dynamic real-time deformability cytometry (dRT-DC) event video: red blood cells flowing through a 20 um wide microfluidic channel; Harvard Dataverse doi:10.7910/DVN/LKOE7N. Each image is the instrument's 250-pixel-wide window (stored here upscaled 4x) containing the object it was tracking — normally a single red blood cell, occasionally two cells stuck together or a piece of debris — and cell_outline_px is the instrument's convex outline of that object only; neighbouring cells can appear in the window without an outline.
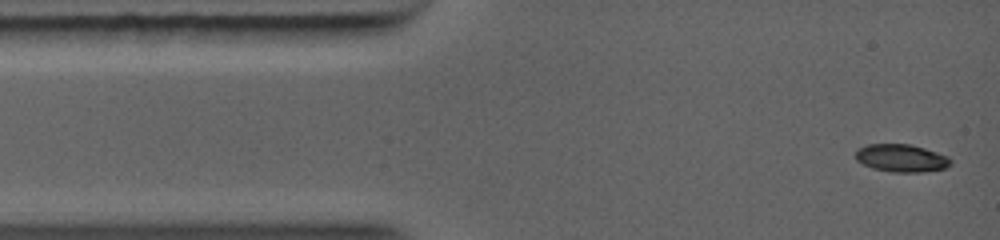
{"species": "common noctule bat (a hibernating species)", "species_latin": "Nyctalus noctula", "temperature_condition": "warm", "stored_images_in_passage": 55, "camera_frame_rate_fps": 5000, "um_per_image_px": 0.085, "animal": {"sex": "female", "body_mass_g": 19.0, "forearm_length_mm": 56.7}, "frame": {"image": 1, "passage_image": 1, "time_ms": 0.0, "image_size_px": [1000, 240], "cell_outline_px": [[948, 164], [944, 168], [904, 172], [876, 168], [864, 164], [856, 156], [856, 152], [860, 148], [868, 144], [908, 144], [924, 148], [944, 156], [948, 160]], "centroid_in_image_um": [76.55, 13.4], "position_along_channel_um": 8.4, "area_um2": 14.16}}
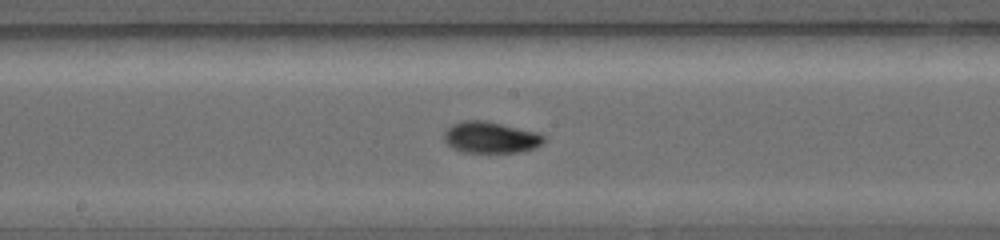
{"frame": {"image": 2, "passage_image": 24, "time_ms": 5.4, "image_size_px": [1000, 240], "cell_outline_px": [[540, 140], [536, 144], [528, 148], [508, 152], [480, 152], [460, 148], [452, 144], [448, 140], [444, 132], [452, 124], [464, 120], [484, 120], [532, 132], [540, 136]], "centroid_in_image_um": [41.61, 11.63], "position_along_channel_um": 206.6, "area_um2": 16.36}}
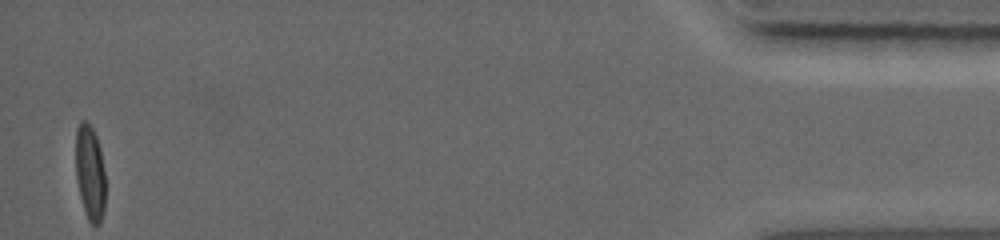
{"frame": {"image": 3, "passage_image": 55, "time_ms": 12.4, "image_size_px": [1000, 240], "cell_outline_px": [[104, 208], [100, 224], [92, 224], [88, 220], [80, 196], [76, 176], [76, 128], [80, 120], [88, 120], [96, 136], [100, 148], [104, 172]], "centroid_in_image_um": [7.64, 14.62], "position_along_channel_um": 427.6, "area_um2": 16.36}}